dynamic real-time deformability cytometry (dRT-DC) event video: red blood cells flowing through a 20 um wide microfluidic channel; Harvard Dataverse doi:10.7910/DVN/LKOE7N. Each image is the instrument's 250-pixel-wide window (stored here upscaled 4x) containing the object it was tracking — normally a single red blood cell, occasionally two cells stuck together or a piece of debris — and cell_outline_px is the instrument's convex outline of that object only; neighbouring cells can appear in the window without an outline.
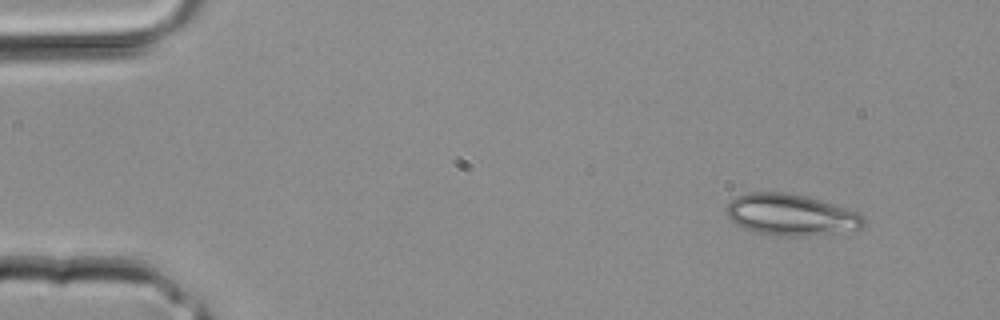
{"species": "common noctule bat (a hibernating species)", "species_latin": "Nyctalus noctula", "temperature_condition": "room temperature", "stored_images_in_passage": 3, "camera_frame_rate_fps": 3000, "um_per_image_px": 0.085, "animal": {"sex": "male", "body_mass_g": 20.4}, "frame": {"image": 1, "passage_image": 1, "time_ms": 0.0, "image_size_px": [1000, 320], "cell_outline_px": [[864, 224], [860, 228], [804, 236], [792, 236], [760, 232], [744, 228], [736, 224], [724, 212], [724, 208], [736, 196], [748, 192], [784, 192], [804, 196], [820, 200], [856, 212], [864, 216]], "centroid_in_image_um": [67.16, 18.23], "position_along_channel_um": 17.8, "area_um2": 32.37}}